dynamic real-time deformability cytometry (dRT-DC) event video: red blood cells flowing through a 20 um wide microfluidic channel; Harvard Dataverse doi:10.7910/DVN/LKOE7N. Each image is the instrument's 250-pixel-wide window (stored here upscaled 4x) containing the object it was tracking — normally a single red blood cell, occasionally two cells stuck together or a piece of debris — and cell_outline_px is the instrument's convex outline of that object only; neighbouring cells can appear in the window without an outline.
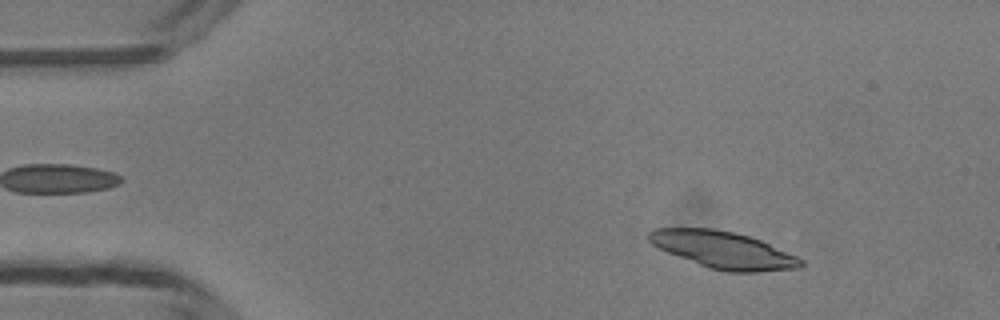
{"species": "common noctule bat (a hibernating species)", "species_latin": "Nyctalus noctula", "temperature_condition": "room temperature", "stored_images_in_passage": 48, "camera_frame_rate_fps": 3000, "um_per_image_px": 0.085, "animal": {"sex": "male", "body_mass_g": 13.3}, "frame": {"image": 1, "passage_image": 6, "time_ms": 1.667, "image_size_px": [1000, 320], "cell_outline_px": [[804, 264], [800, 268], [756, 272], [728, 272], [708, 268], [668, 252], [652, 244], [648, 240], [648, 232], [652, 228], [712, 228], [732, 232], [748, 236], [760, 240], [796, 256], [804, 260]], "centroid_in_image_um": [61.47, 21.25], "position_along_channel_um": 23.5, "area_um2": 32.54}}